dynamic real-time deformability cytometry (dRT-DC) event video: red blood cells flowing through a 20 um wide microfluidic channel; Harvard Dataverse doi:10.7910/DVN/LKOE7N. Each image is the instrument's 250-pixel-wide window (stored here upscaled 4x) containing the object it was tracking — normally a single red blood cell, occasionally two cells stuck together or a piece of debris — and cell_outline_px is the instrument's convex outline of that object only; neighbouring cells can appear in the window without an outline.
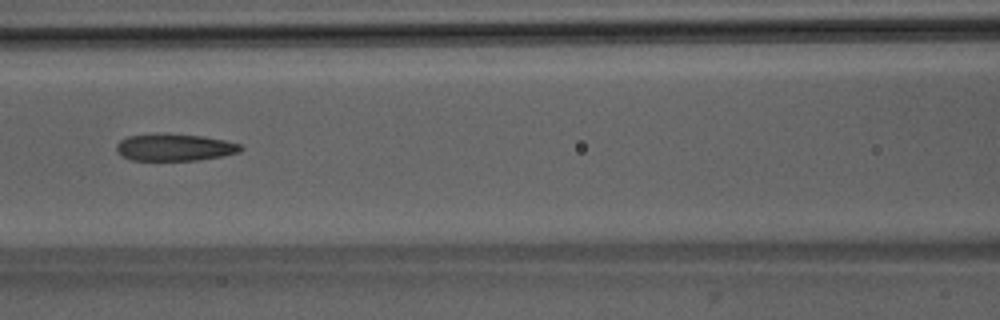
{"species": "Egyptian fruit bat (a non-hibernating species)", "species_latin": "Rousettus aegyptiacus", "temperature_condition": "room temperature", "stored_images_in_passage": 36, "camera_frame_rate_fps": 3000, "um_per_image_px": 0.085, "animal": {"sex": "male"}, "frame": {"image": 1, "passage_image": 12, "time_ms": 3.667, "image_size_px": [1000, 320], "cell_outline_px": [[244, 148], [240, 152], [224, 156], [196, 160], [132, 160], [120, 156], [116, 148], [116, 144], [120, 140], [128, 136], [156, 132], [160, 132], [204, 136], [224, 140], [240, 144]], "centroid_in_image_um": [14.82, 12.51], "position_along_channel_um": 151.8, "area_um2": 20.0}}
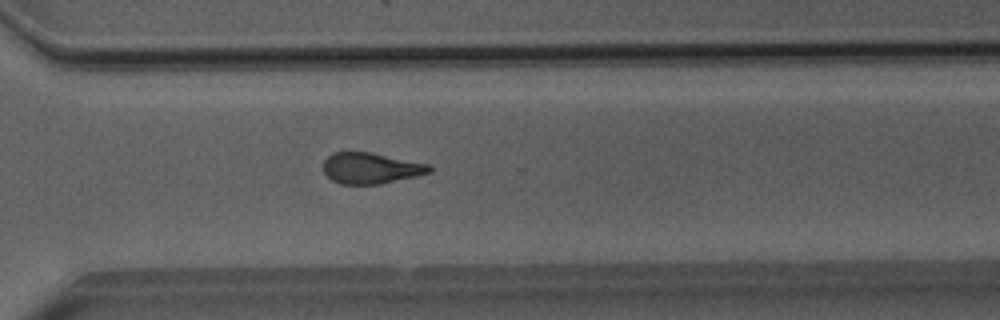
{"frame": {"image": 2, "passage_image": 26, "time_ms": 8.333, "image_size_px": [1000, 320], "cell_outline_px": [[432, 172], [416, 176], [380, 184], [340, 184], [332, 180], [324, 172], [324, 160], [332, 152], [372, 152], [432, 164]], "centroid_in_image_um": [31.56, 14.28], "position_along_channel_um": 339.0, "area_um2": 19.36}}